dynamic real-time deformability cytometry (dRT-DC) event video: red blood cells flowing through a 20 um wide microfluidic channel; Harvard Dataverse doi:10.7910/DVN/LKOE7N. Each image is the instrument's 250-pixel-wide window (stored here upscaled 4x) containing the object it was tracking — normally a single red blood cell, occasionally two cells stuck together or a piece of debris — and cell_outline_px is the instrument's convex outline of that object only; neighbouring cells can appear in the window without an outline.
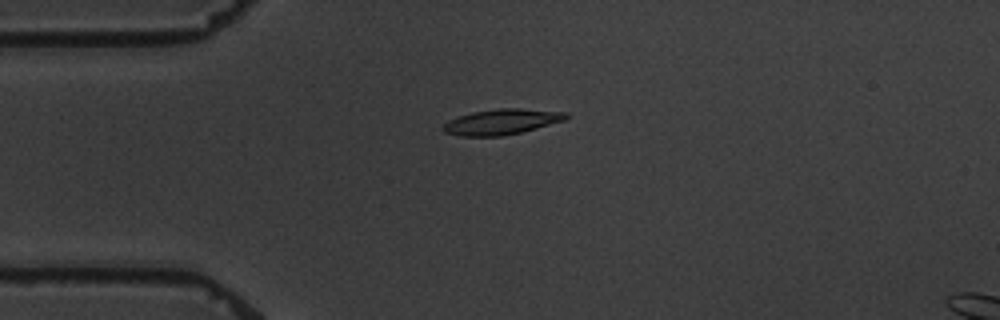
{"species": "common noctule bat (a hibernating species)", "species_latin": "Nyctalus noctula", "temperature_condition": "warm", "stored_images_in_passage": 4, "camera_frame_rate_fps": 3000, "um_per_image_px": 0.085, "animal": {"sex": "male", "body_mass_g": 19.5, "forearm_length_mm": 54.6}, "frame": {"image": 1, "passage_image": 4, "time_ms": 3.667, "image_size_px": [1000, 320], "cell_outline_px": [[568, 116], [564, 120], [536, 128], [520, 132], [500, 136], [460, 136], [444, 132], [440, 128], [448, 120], [472, 112], [496, 108], [520, 108], [568, 112]], "centroid_in_image_um": [42.61, 10.34], "position_along_channel_um": 42.4, "area_um2": 18.21}}